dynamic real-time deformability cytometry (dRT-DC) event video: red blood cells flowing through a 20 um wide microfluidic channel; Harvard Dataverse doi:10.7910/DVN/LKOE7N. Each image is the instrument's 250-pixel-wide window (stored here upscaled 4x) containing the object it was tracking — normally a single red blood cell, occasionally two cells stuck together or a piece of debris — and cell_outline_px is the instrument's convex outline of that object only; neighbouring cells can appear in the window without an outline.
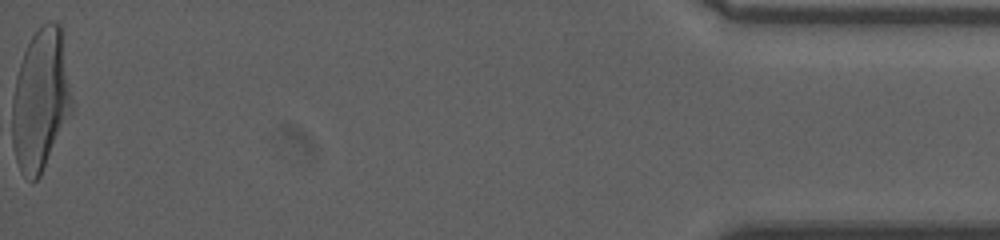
{"species": "human", "species_latin": "Homo sapiens", "temperature_condition": "room temperature", "stored_images_in_passage": 45, "camera_frame_rate_fps": 3000, "um_per_image_px": 0.085, "donor": {"sex": "male"}, "frame": {"image": 1, "passage_image": 45, "time_ms": 20.333, "image_size_px": [1000, 240], "cell_outline_px": [[72, 112], [40, 176], [32, 184], [20, 172], [16, 160], [12, 144], [12, 96], [16, 76], [24, 52], [32, 36], [48, 20], [56, 20], [60, 24], [72, 100]], "centroid_in_image_um": [3.43, 8.54], "position_along_channel_um": 431.8, "area_um2": 49.19}, "authors_computed_cell_mechanics": {"area_um2": 45.4308, "velocity_mm_per_s": 3.6575, "shape_relaxation_time_tau1_ms": 2.1389, "shape_relaxation_time_tau2_ms": 0.8506, "deformation_change_tau1": 0.3359, "deformation_change_tau2": 0.0836}}